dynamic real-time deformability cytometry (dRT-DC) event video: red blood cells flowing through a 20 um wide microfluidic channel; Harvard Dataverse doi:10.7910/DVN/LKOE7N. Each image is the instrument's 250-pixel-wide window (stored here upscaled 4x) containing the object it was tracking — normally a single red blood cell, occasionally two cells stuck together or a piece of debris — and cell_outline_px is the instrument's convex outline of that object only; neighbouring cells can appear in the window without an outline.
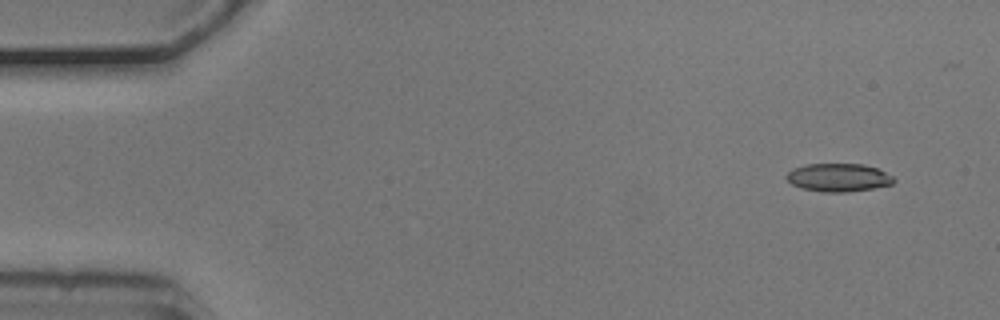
{"species": "common noctule bat (a hibernating species)", "species_latin": "Nyctalus noctula", "temperature_condition": "cold", "stored_images_in_passage": 5, "camera_frame_rate_fps": 3000, "um_per_image_px": 0.085, "animal": {"sex": "male", "body_mass_g": 20.5, "forearm_length_mm": 52.5}, "frame": {"image": 1, "passage_image": 1, "time_ms": 0.0, "image_size_px": [1000, 320], "cell_outline_px": [[896, 180], [892, 184], [872, 188], [848, 192], [824, 192], [800, 188], [792, 184], [784, 176], [792, 168], [804, 164], [864, 164], [876, 168], [892, 176]], "centroid_in_image_um": [71.23, 15.08], "position_along_channel_um": 13.8, "area_um2": 17.63}}
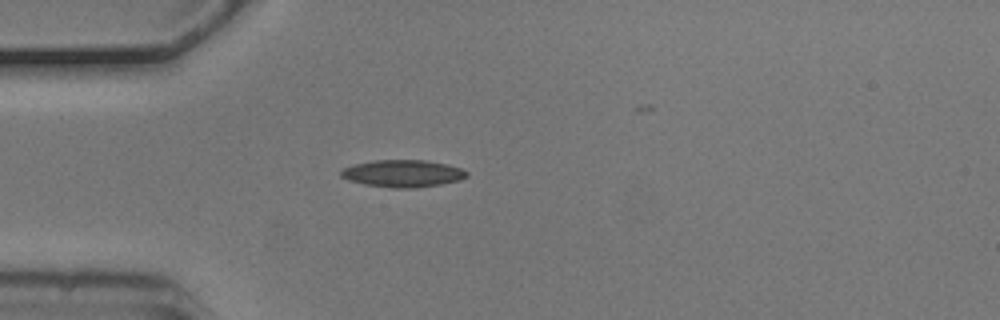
{"frame": {"image": 2, "passage_image": 4, "time_ms": 1.0, "image_size_px": [1000, 320], "cell_outline_px": [[468, 176], [460, 180], [440, 184], [416, 188], [392, 188], [364, 184], [348, 180], [340, 176], [340, 172], [344, 168], [352, 164], [372, 160], [424, 160], [448, 164], [460, 168], [468, 172]], "centroid_in_image_um": [34.22, 14.74], "position_along_channel_um": 50.8, "area_um2": 20.06}}